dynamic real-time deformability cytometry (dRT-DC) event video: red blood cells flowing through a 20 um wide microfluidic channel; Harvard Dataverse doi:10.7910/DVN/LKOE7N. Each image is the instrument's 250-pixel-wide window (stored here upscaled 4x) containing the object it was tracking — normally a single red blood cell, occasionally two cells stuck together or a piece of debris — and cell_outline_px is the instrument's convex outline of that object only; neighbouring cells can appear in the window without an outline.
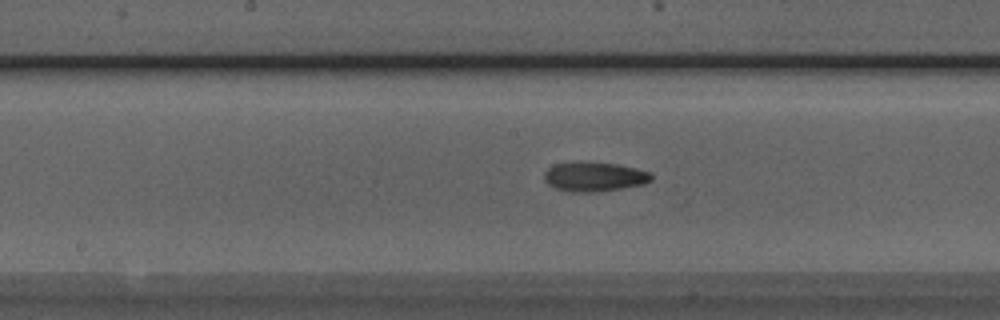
{"species": "Egyptian fruit bat (a non-hibernating species)", "species_latin": "Rousettus aegyptiacus", "temperature_condition": "room temperature", "stored_images_in_passage": 50, "segment_of_instrument_passage": [1, 2], "camera_frame_rate_fps": 3000, "um_per_image_px": 0.085, "animal": {"sex": "male"}, "frame": {"image": 1, "passage_image": 24, "time_ms": 7.667, "image_size_px": [1000, 320], "cell_outline_px": [[652, 180], [644, 184], [596, 192], [572, 192], [556, 188], [548, 184], [544, 180], [544, 172], [552, 164], [616, 164], [636, 168], [652, 172]], "centroid_in_image_um": [50.54, 15.05], "position_along_channel_um": 197.7, "area_um2": 17.8}}
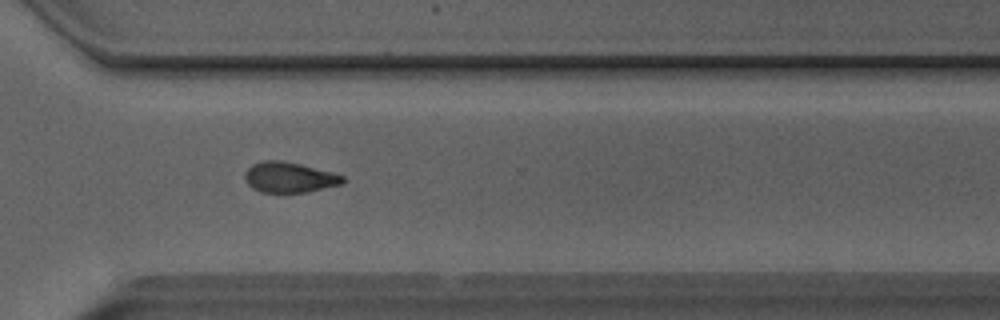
{"frame": {"image": 2, "passage_image": 35, "time_ms": 11.333, "image_size_px": [1000, 320], "cell_outline_px": [[348, 180], [340, 184], [308, 192], [260, 192], [252, 188], [248, 184], [244, 176], [244, 172], [252, 164], [264, 160], [280, 160], [300, 164], [332, 172], [344, 176]], "centroid_in_image_um": [24.59, 15.07], "position_along_channel_um": 346.0, "area_um2": 17.4}}
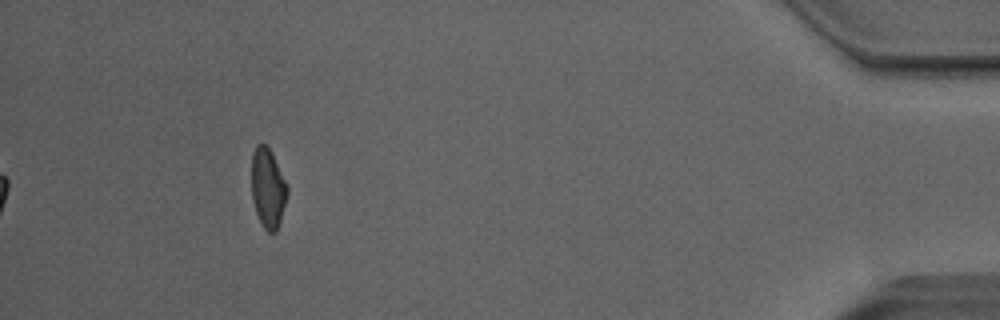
{"frame": {"image": 3, "passage_image": 45, "time_ms": 14.667, "image_size_px": [1000, 320], "cell_outline_px": [[288, 196], [276, 232], [268, 232], [260, 224], [252, 200], [252, 152], [256, 144], [264, 144], [272, 152], [288, 184]], "centroid_in_image_um": [22.78, 15.98], "position_along_channel_um": 412.4, "area_um2": 16.82}}